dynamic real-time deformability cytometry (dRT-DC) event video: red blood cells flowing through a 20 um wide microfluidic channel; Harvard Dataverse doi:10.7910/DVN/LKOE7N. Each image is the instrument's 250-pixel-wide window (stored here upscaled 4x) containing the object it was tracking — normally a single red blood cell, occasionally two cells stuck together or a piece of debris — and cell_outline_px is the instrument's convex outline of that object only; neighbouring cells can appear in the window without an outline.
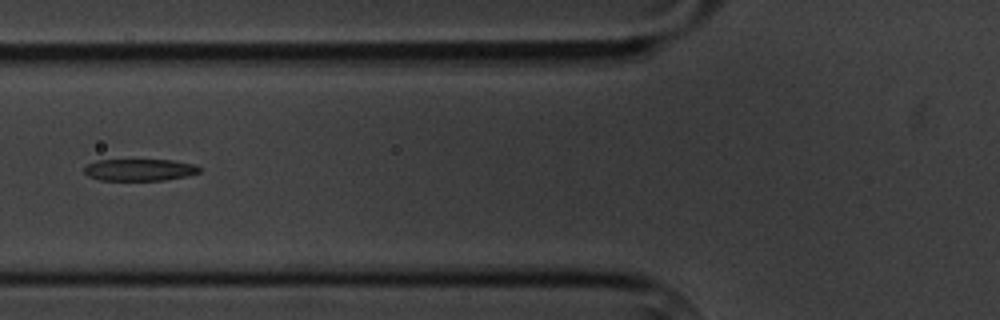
{"species": "common noctule bat (a hibernating species)", "species_latin": "Nyctalus noctula", "temperature_condition": "cold", "stored_images_in_passage": 8, "camera_frame_rate_fps": 3000, "um_per_image_px": 0.085, "animal": {"sex": "male", "body_mass_g": 20.1, "forearm_length_mm": 53.5}, "frame": {"image": 1, "passage_image": 4, "time_ms": 4.333, "image_size_px": [1000, 320], "cell_outline_px": [[200, 172], [188, 176], [164, 180], [100, 180], [88, 176], [84, 172], [84, 168], [88, 164], [96, 160], [172, 160], [196, 164], [200, 168]], "centroid_in_image_um": [11.88, 14.43], "position_along_channel_um": 113.9, "area_um2": 14.74}}
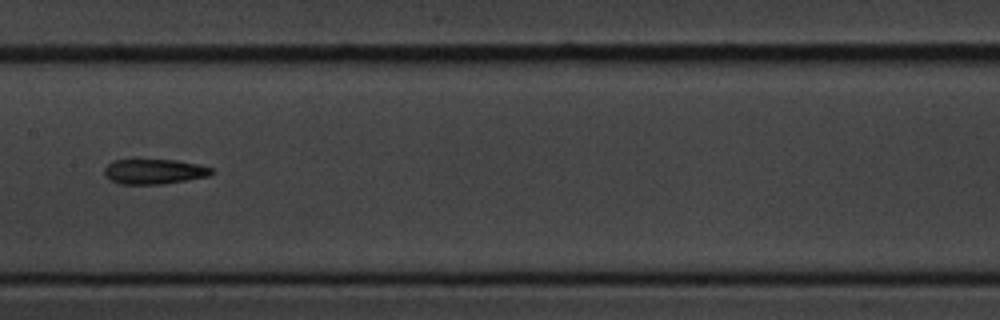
{"frame": {"image": 2, "passage_image": 6, "time_ms": 6.667, "image_size_px": [1000, 320], "cell_outline_px": [[216, 172], [208, 176], [164, 184], [120, 184], [112, 180], [104, 172], [104, 168], [112, 160], [132, 156], [176, 160], [200, 164], [212, 168]], "centroid_in_image_um": [13.08, 14.51], "position_along_channel_um": 194.3, "area_um2": 16.53}}
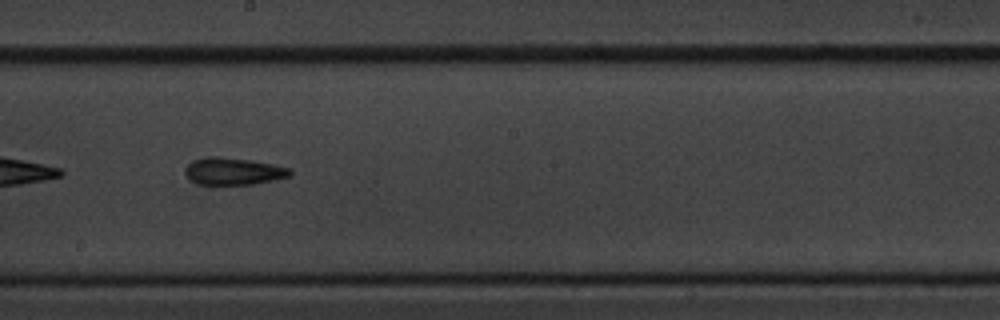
{"frame": {"image": 3, "passage_image": 7, "time_ms": 7.667, "image_size_px": [1000, 320], "cell_outline_px": [[292, 176], [252, 184], [196, 184], [184, 172], [188, 164], [192, 160], [216, 156], [252, 160], [292, 168]], "centroid_in_image_um": [19.88, 14.55], "position_along_channel_um": 228.3, "area_um2": 16.47}}